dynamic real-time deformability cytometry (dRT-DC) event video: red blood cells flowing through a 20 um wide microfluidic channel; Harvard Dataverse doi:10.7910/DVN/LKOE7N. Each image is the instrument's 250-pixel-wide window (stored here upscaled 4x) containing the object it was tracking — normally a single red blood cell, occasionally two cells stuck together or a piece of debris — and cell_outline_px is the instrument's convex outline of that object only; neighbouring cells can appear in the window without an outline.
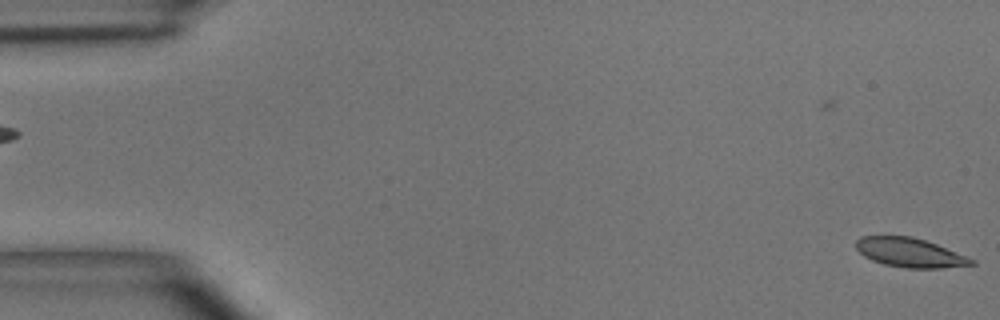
{"species": "common noctule bat (a hibernating species)", "species_latin": "Nyctalus noctula", "temperature_condition": "room temperature", "stored_images_in_passage": 2, "camera_frame_rate_fps": 3000, "um_per_image_px": 0.085, "animal": {"sex": "male", "body_mass_g": 15.6}, "frame": {"image": 1, "passage_image": 1, "time_ms": 0.0, "image_size_px": [1000, 320], "cell_outline_px": [[976, 264], [940, 268], [904, 268], [884, 264], [872, 260], [864, 256], [856, 248], [856, 240], [860, 236], [912, 236], [936, 244], [976, 260]], "centroid_in_image_um": [77.33, 21.47], "position_along_channel_um": 7.7, "area_um2": 19.54}}